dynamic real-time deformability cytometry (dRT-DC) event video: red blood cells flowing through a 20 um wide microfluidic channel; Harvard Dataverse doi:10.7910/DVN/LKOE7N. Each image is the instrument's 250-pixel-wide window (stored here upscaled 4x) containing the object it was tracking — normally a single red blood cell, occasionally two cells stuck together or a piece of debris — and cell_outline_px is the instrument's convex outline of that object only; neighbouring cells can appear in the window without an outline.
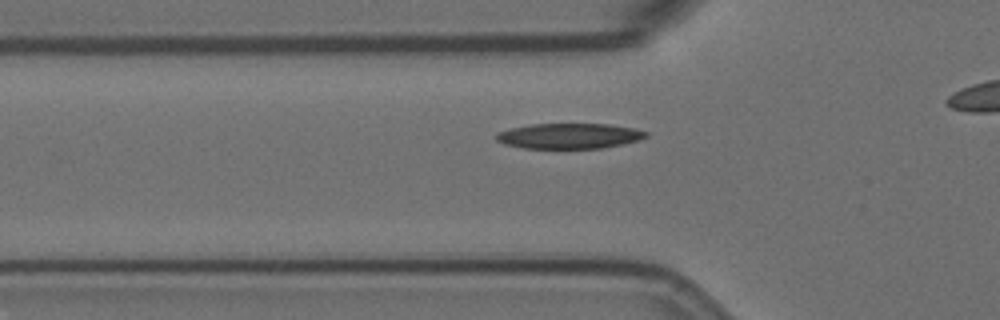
{"species": "Egyptian fruit bat (a non-hibernating species)", "species_latin": "Rousettus aegyptiacus", "temperature_condition": "room temperature", "stored_images_in_passage": 31, "camera_frame_rate_fps": 3000, "um_per_image_px": 0.085, "animal": {"sex": "female"}, "frame": {"image": 1, "passage_image": 3, "time_ms": 0.667, "image_size_px": [1000, 320], "cell_outline_px": [[648, 136], [640, 140], [600, 148], [524, 148], [504, 144], [496, 140], [496, 132], [512, 128], [532, 124], [608, 124], [636, 128], [648, 132]], "centroid_in_image_um": [48.4, 11.55], "position_along_channel_um": 77.4, "area_um2": 22.08}}
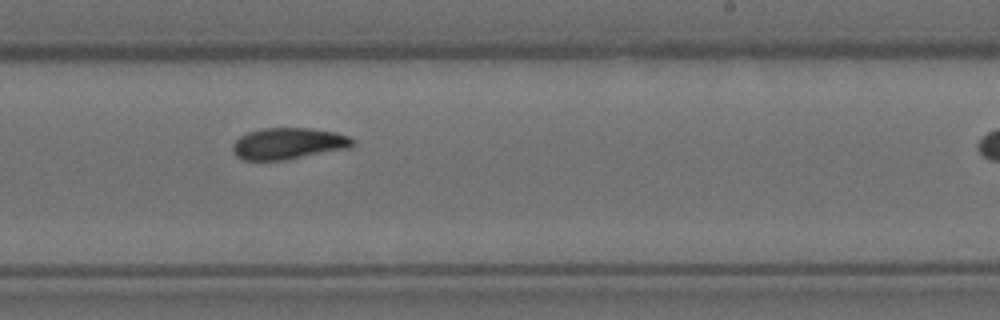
{"frame": {"image": 2, "passage_image": 19, "time_ms": 6.0, "image_size_px": [1000, 320], "cell_outline_px": [[356, 144], [348, 148], [288, 160], [244, 160], [236, 156], [232, 152], [232, 144], [240, 136], [248, 132], [264, 128], [312, 128], [336, 132], [348, 136]], "centroid_in_image_um": [24.5, 12.2], "position_along_channel_um": 264.5, "area_um2": 22.14}}
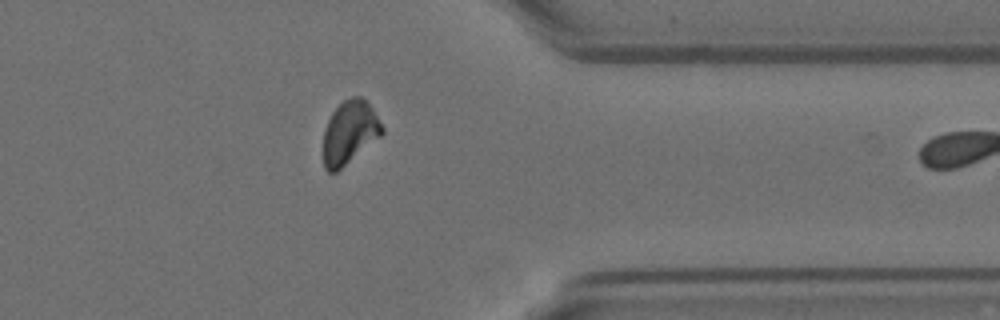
{"frame": {"image": 3, "passage_image": 30, "time_ms": 9.667, "image_size_px": [1000, 320], "cell_outline_px": [[384, 132], [380, 136], [336, 172], [328, 172], [324, 168], [324, 128], [332, 112], [344, 100], [352, 96], [360, 96], [372, 108], [384, 128]], "centroid_in_image_um": [29.71, 11.25], "position_along_channel_um": 381.7, "area_um2": 21.27}}